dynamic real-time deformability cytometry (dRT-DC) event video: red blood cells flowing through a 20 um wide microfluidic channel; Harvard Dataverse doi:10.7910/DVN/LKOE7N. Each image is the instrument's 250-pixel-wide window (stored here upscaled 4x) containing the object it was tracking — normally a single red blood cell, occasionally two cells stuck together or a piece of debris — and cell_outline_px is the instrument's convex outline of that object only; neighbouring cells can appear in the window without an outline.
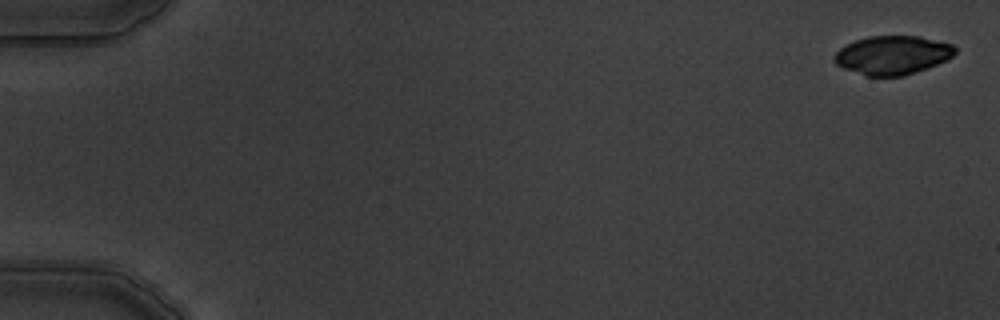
{"species": "common noctule bat (a hibernating species)", "species_latin": "Nyctalus noctula", "temperature_condition": "warm", "stored_images_in_passage": 6, "camera_frame_rate_fps": 3000, "um_per_image_px": 0.085, "animal": {"sex": "male", "body_mass_g": 19.5, "forearm_length_mm": 54.6}, "frame": {"image": 1, "passage_image": 1, "time_ms": 0.0, "image_size_px": [1000, 320], "cell_outline_px": [[956, 52], [952, 56], [928, 68], [904, 76], [864, 76], [844, 68], [836, 64], [832, 60], [832, 56], [840, 48], [856, 40], [868, 36], [920, 36], [952, 44], [956, 48]], "centroid_in_image_um": [75.84, 4.69], "position_along_channel_um": 9.2, "area_um2": 27.28}}
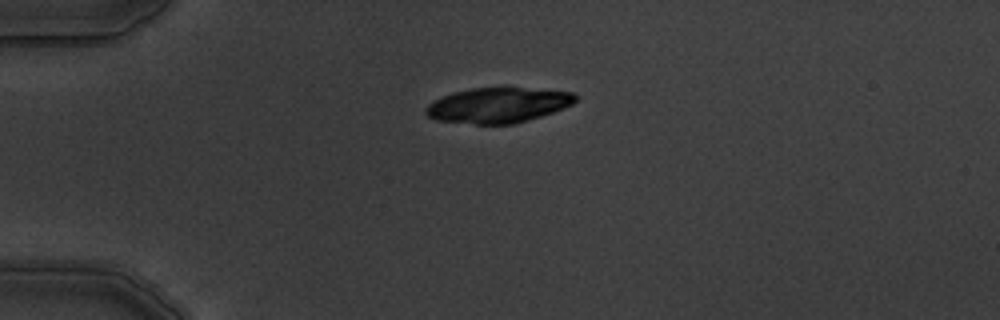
{"frame": {"image": 2, "passage_image": 4, "time_ms": 4.333, "image_size_px": [1000, 320], "cell_outline_px": [[580, 96], [572, 104], [564, 108], [516, 124], [476, 124], [436, 120], [428, 116], [424, 112], [424, 108], [432, 100], [452, 92], [472, 88], [500, 84], [504, 84], [572, 92]], "centroid_in_image_um": [42.34, 8.88], "position_along_channel_um": 42.7, "area_um2": 31.96}}